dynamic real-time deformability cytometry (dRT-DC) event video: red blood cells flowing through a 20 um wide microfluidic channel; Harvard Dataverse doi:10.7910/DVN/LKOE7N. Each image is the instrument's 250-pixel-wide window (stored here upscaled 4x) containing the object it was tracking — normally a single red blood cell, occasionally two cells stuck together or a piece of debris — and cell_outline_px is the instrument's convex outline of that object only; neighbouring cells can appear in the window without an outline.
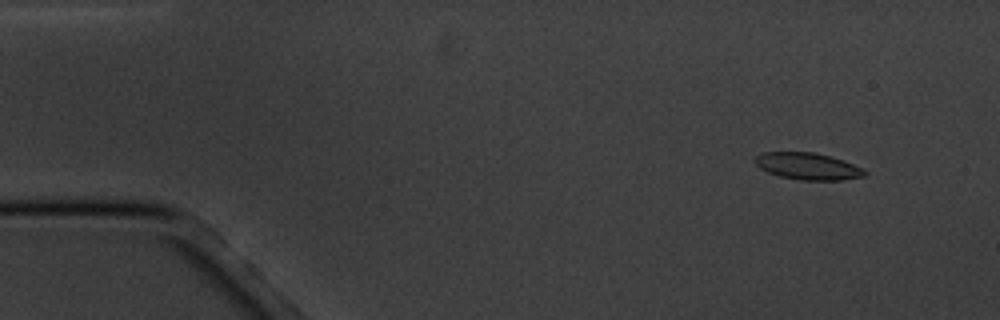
{"species": "common noctule bat (a hibernating species)", "species_latin": "Nyctalus noctula", "temperature_condition": "cold", "stored_images_in_passage": 7, "camera_frame_rate_fps": 3000, "um_per_image_px": 0.085, "animal": {"sex": "male", "body_mass_g": 20.1, "forearm_length_mm": 53.5}, "frame": {"image": 1, "passage_image": 2, "time_ms": 1.333, "image_size_px": [1000, 320], "cell_outline_px": [[868, 172], [864, 176], [844, 180], [800, 180], [780, 176], [768, 172], [760, 168], [756, 164], [756, 156], [764, 152], [816, 152], [832, 156], [844, 160], [864, 168]], "centroid_in_image_um": [68.73, 14.13], "position_along_channel_um": 16.3, "area_um2": 17.28}}
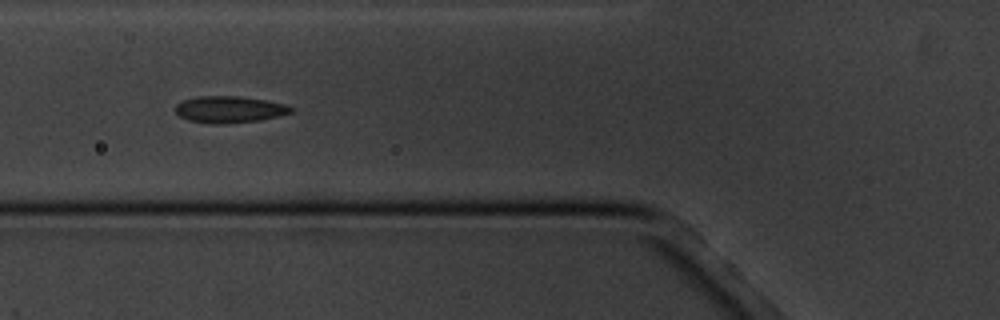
{"frame": {"image": 2, "passage_image": 6, "time_ms": 6.667, "image_size_px": [1000, 320], "cell_outline_px": [[292, 112], [260, 120], [224, 124], [212, 124], [188, 120], [180, 116], [176, 112], [176, 104], [184, 100], [200, 96], [236, 96], [264, 100], [284, 104], [292, 108]], "centroid_in_image_um": [19.46, 9.31], "position_along_channel_um": 106.3, "area_um2": 17.69}}
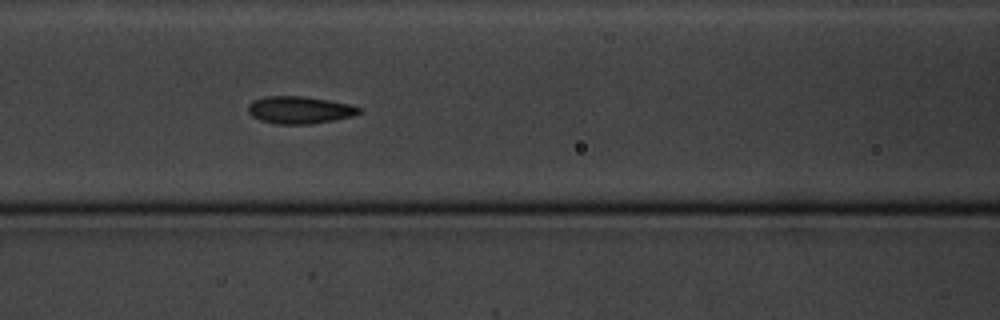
{"frame": {"image": 3, "passage_image": 7, "time_ms": 7.667, "image_size_px": [1000, 320], "cell_outline_px": [[360, 112], [352, 116], [312, 124], [276, 124], [260, 120], [252, 116], [248, 112], [248, 104], [252, 100], [264, 96], [304, 96], [328, 100], [348, 104], [360, 108]], "centroid_in_image_um": [25.4, 9.34], "position_along_channel_um": 141.2, "area_um2": 17.63}}